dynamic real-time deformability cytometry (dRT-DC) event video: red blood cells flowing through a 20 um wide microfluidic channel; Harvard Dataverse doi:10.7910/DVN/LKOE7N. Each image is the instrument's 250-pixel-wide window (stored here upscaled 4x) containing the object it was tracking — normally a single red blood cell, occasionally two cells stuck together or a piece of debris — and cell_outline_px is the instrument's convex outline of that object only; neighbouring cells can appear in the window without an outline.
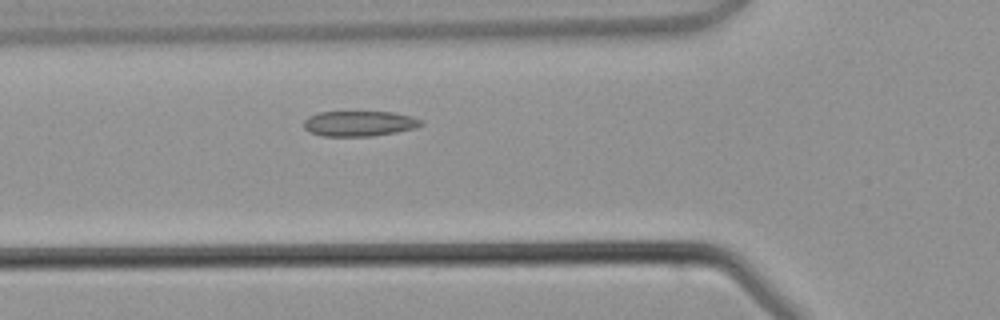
{"species": "common noctule bat (a hibernating species)", "species_latin": "Nyctalus noctula", "temperature_condition": "warm", "stored_images_in_passage": 30, "camera_frame_rate_fps": 3000, "um_per_image_px": 0.085, "animal": {"sex": "male", "body_mass_g": 21.5, "forearm_length_mm": 52.0}, "frame": {"image": 1, "passage_image": 5, "time_ms": 1.333, "image_size_px": [1000, 320], "cell_outline_px": [[424, 124], [416, 128], [396, 132], [372, 136], [324, 136], [308, 132], [304, 128], [304, 120], [308, 116], [320, 112], [396, 112], [412, 116], [424, 120]], "centroid_in_image_um": [30.57, 10.5], "position_along_channel_um": 95.2, "area_um2": 17.51}}
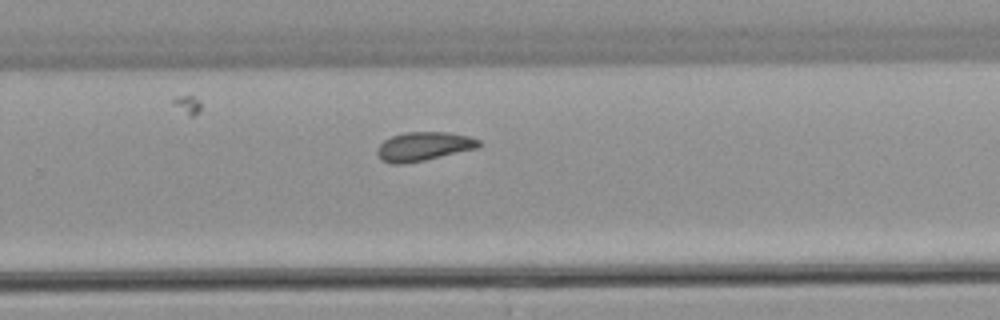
{"frame": {"image": 2, "passage_image": 18, "time_ms": 5.667, "image_size_px": [1000, 320], "cell_outline_px": [[484, 144], [480, 148], [424, 160], [404, 164], [388, 164], [380, 160], [376, 152], [376, 148], [384, 140], [392, 136], [404, 132], [448, 132], [468, 136], [480, 140]], "centroid_in_image_um": [36.02, 12.45], "position_along_channel_um": 293.8, "area_um2": 17.46}}